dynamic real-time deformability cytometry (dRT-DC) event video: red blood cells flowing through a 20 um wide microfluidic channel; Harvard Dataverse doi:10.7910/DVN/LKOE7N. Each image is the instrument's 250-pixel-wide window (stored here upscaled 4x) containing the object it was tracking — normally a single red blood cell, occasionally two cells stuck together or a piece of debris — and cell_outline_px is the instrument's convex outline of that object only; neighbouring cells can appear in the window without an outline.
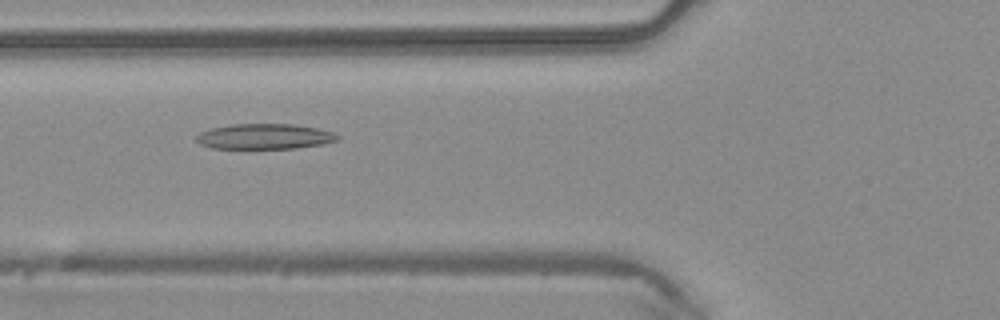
{"species": "common noctule bat (a hibernating species)", "species_latin": "Nyctalus noctula", "temperature_condition": "warm", "stored_images_in_passage": 47, "camera_frame_rate_fps": 3000, "um_per_image_px": 0.085, "animal": {"sex": "male", "body_mass_g": 20.4}, "frame": {"image": 1, "passage_image": 18, "time_ms": 5.667, "image_size_px": [1000, 320], "cell_outline_px": [[340, 140], [324, 144], [296, 148], [212, 148], [200, 144], [196, 140], [196, 136], [200, 132], [212, 128], [232, 124], [292, 124], [316, 128], [332, 132], [340, 136]], "centroid_in_image_um": [22.51, 11.6], "position_along_channel_um": 103.3, "area_um2": 20.81}}
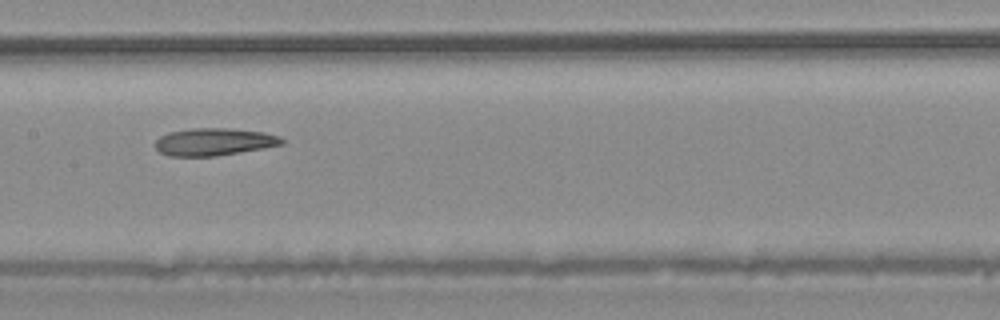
{"frame": {"image": 2, "passage_image": 24, "time_ms": 7.667, "image_size_px": [1000, 320], "cell_outline_px": [[284, 144], [264, 148], [216, 156], [168, 156], [160, 152], [156, 148], [156, 140], [160, 136], [168, 132], [192, 128], [232, 128], [264, 132], [280, 136], [284, 140]], "centroid_in_image_um": [18.21, 12.05], "position_along_channel_um": 189.2, "area_um2": 20.35}}
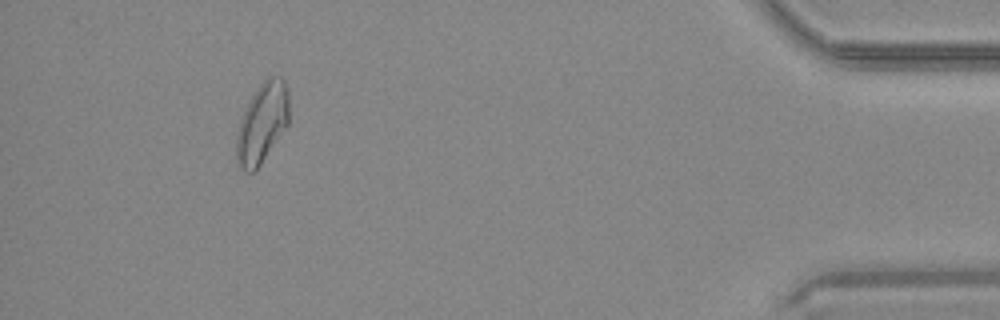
{"frame": {"image": 3, "passage_image": 44, "time_ms": 14.333, "image_size_px": [1000, 320], "cell_outline_px": [[288, 124], [260, 164], [252, 172], [244, 172], [236, 164], [236, 136], [240, 120], [244, 108], [248, 100], [256, 88], [268, 76], [280, 76], [284, 80], [288, 92]], "centroid_in_image_um": [22.25, 10.44], "position_along_channel_um": 412.9, "area_um2": 24.62}}